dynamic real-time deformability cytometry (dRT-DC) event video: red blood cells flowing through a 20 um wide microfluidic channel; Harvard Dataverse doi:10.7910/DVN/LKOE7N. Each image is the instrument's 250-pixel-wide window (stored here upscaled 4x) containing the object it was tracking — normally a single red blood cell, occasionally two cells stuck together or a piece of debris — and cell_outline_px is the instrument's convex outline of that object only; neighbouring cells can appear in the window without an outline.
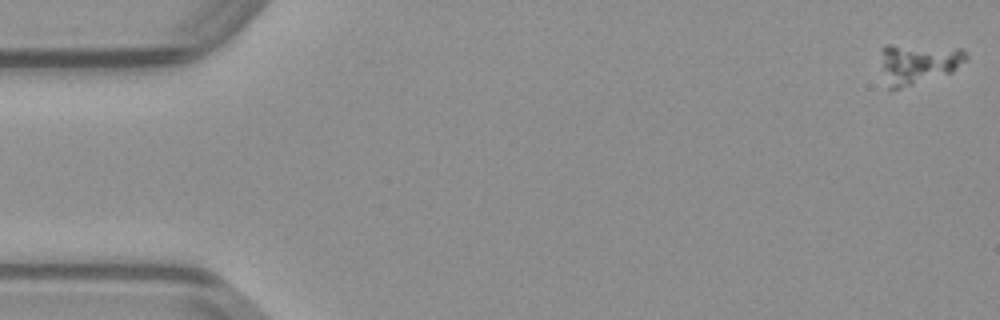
{"species": "common noctule bat (a hibernating species)", "species_latin": "Nyctalus noctula", "temperature_condition": "warm", "stored_images_in_passage": 50, "camera_frame_rate_fps": 3000, "um_per_image_px": 0.085, "animal": {"sex": "male", "body_mass_g": 23.1, "forearm_length_mm": 52.7}, "frame": {"image": 1, "passage_image": 1, "time_ms": 0.0, "image_size_px": [1000, 320], "cell_outline_px": [[968, 60], [952, 72], [892, 92], [888, 88], [880, 52], [880, 48], [884, 44], [892, 44], [960, 48], [968, 56]], "centroid_in_image_um": [78.04, 5.41], "position_along_channel_um": 7.0, "area_um2": 20.35}}
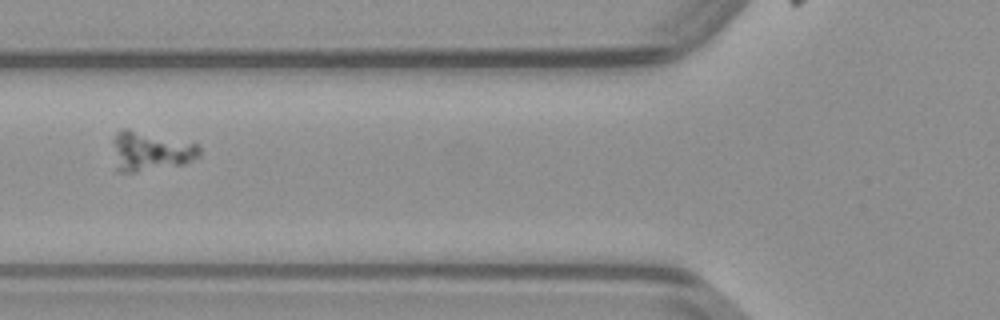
{"frame": {"image": 2, "passage_image": 19, "time_ms": 6.0, "image_size_px": [1000, 320], "cell_outline_px": [[200, 156], [184, 164], [136, 172], [120, 172], [116, 168], [112, 140], [124, 128], [128, 128], [196, 144], [200, 148]], "centroid_in_image_um": [12.77, 12.86], "position_along_channel_um": 113.0, "area_um2": 19.65}}
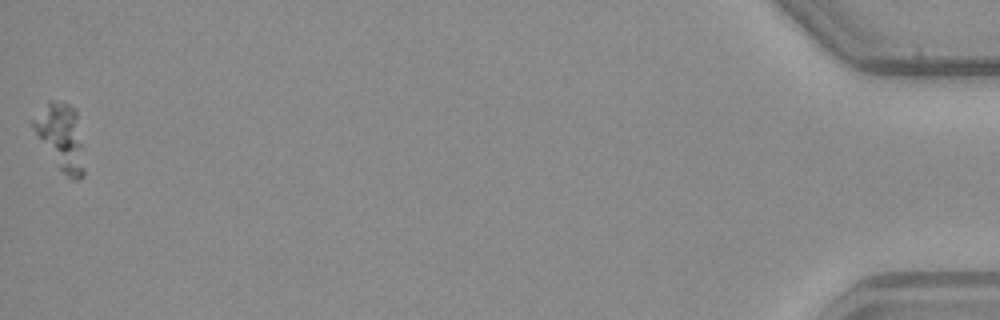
{"frame": {"image": 3, "passage_image": 50, "time_ms": 16.333, "image_size_px": [1000, 320], "cell_outline_px": [[84, 176], [76, 180], [72, 180], [60, 168], [32, 128], [32, 120], [48, 100], [52, 100], [68, 104], [76, 108], [84, 168]], "centroid_in_image_um": [5.19, 11.6], "position_along_channel_um": 430.0, "area_um2": 19.02}}